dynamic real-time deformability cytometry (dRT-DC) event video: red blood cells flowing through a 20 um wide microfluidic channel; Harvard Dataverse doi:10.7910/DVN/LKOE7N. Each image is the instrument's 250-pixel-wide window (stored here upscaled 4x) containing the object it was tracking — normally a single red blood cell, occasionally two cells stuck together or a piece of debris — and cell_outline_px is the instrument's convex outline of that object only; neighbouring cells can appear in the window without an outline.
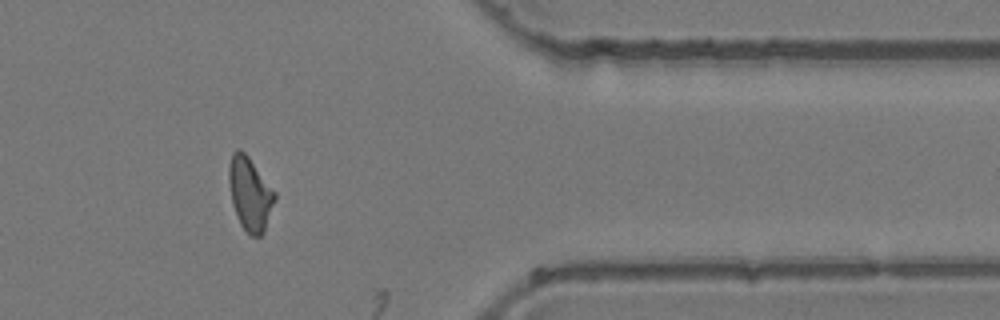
{"species": "common noctule bat (a hibernating species)", "species_latin": "Nyctalus noctula", "temperature_condition": "room temperature", "stored_images_in_passage": 47, "camera_frame_rate_fps": 3000, "um_per_image_px": 0.085, "animal": {"sex": "female", "body_mass_g": 24.6, "forearm_length_mm": 56.2}, "frame": {"image": 1, "passage_image": 39, "time_ms": 12.667, "image_size_px": [1000, 320], "cell_outline_px": [[276, 200], [264, 232], [260, 236], [248, 236], [240, 224], [236, 216], [232, 204], [228, 180], [228, 168], [232, 152], [236, 148], [240, 148], [248, 156], [276, 192]], "centroid_in_image_um": [21.24, 16.48], "position_along_channel_um": 390.2, "area_um2": 20.0}}
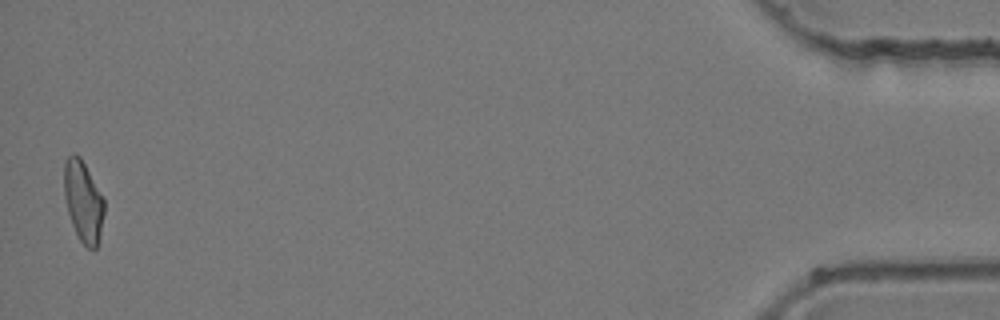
{"frame": {"image": 2, "passage_image": 47, "time_ms": 15.333, "image_size_px": [1000, 320], "cell_outline_px": [[104, 212], [100, 240], [96, 248], [88, 248], [80, 240], [72, 224], [68, 212], [64, 196], [64, 160], [72, 152], [76, 152], [80, 156], [104, 200]], "centroid_in_image_um": [7.06, 17.09], "position_along_channel_um": 428.1, "area_um2": 18.9}}